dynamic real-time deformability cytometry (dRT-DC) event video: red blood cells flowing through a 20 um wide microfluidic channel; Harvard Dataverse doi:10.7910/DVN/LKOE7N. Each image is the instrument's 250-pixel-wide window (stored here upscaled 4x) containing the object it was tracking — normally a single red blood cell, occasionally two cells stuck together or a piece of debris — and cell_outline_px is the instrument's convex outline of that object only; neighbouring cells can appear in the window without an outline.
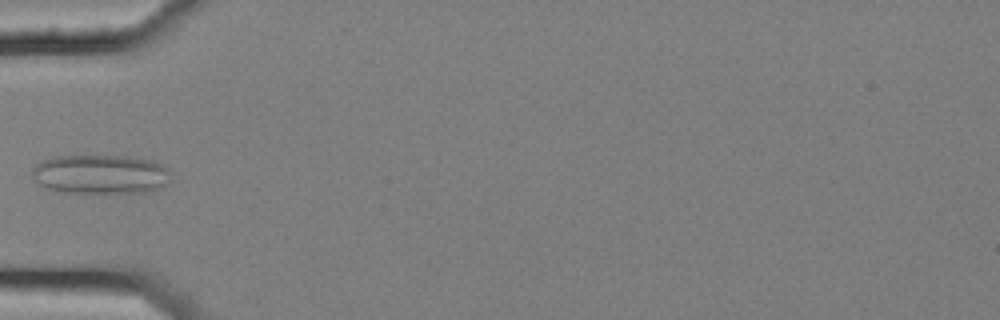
{"species": "common noctule bat (a hibernating species)", "species_latin": "Nyctalus noctula", "temperature_condition": "cold", "stored_images_in_passage": 6, "camera_frame_rate_fps": 3000, "um_per_image_px": 0.085, "animal": {"sex": "female", "body_mass_g": 25.1}, "frame": {"image": 1, "passage_image": 6, "time_ms": 1.667, "image_size_px": [1000, 320], "cell_outline_px": [[172, 180], [168, 184], [160, 188], [148, 192], [64, 192], [48, 188], [40, 184], [32, 176], [32, 168], [40, 160], [56, 156], [124, 156], [152, 160], [164, 164], [172, 172]], "centroid_in_image_um": [8.61, 14.8], "position_along_channel_um": 76.4, "area_um2": 32.02}}